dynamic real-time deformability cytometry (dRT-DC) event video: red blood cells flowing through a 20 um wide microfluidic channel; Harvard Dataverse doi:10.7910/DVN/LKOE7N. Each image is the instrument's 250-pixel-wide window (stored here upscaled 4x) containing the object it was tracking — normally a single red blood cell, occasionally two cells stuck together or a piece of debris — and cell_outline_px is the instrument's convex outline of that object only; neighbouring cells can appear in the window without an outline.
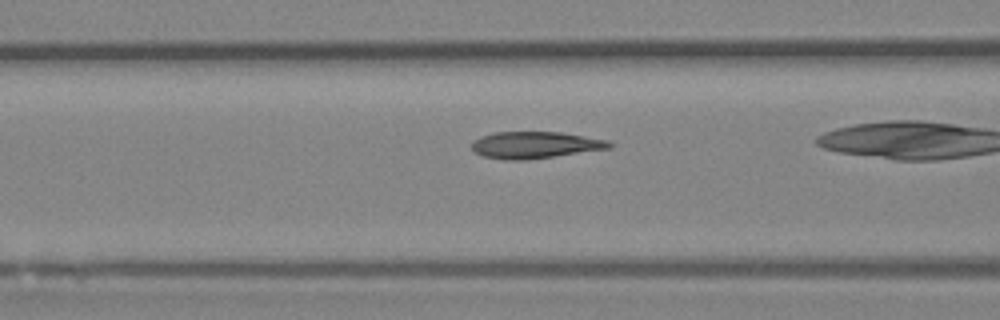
{"species": "Egyptian fruit bat (a non-hibernating species)", "species_latin": "Rousettus aegyptiacus", "temperature_condition": "room temperature", "stored_images_in_passage": 37, "camera_frame_rate_fps": 3000, "um_per_image_px": 0.085, "animal": {"sex": "female"}, "frame": {"image": 1, "passage_image": 18, "time_ms": 5.667, "image_size_px": [1000, 320], "cell_outline_px": [[616, 144], [612, 148], [524, 160], [504, 160], [484, 156], [476, 152], [472, 148], [472, 140], [480, 136], [496, 132], [560, 132], [608, 140]], "centroid_in_image_um": [45.5, 12.32], "position_along_channel_um": 121.1, "area_um2": 21.44}}
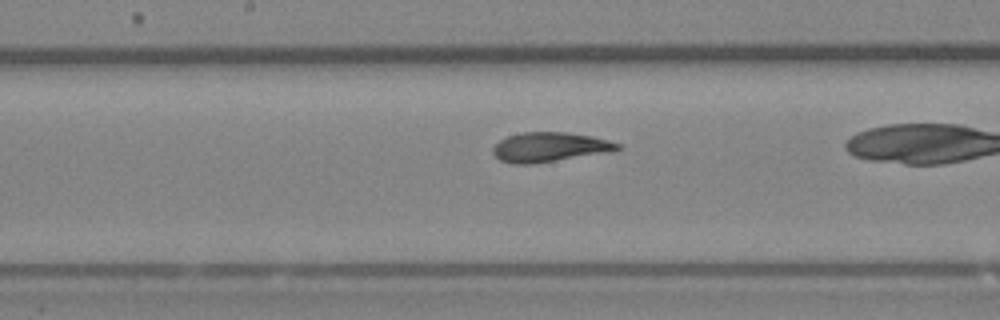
{"frame": {"image": 2, "passage_image": 24, "time_ms": 7.667, "image_size_px": [1000, 320], "cell_outline_px": [[624, 148], [612, 152], [532, 164], [512, 164], [500, 160], [492, 152], [492, 148], [500, 140], [508, 136], [524, 132], [568, 132], [592, 136], [608, 140], [620, 144]], "centroid_in_image_um": [46.76, 12.51], "position_along_channel_um": 201.4, "area_um2": 21.62}}
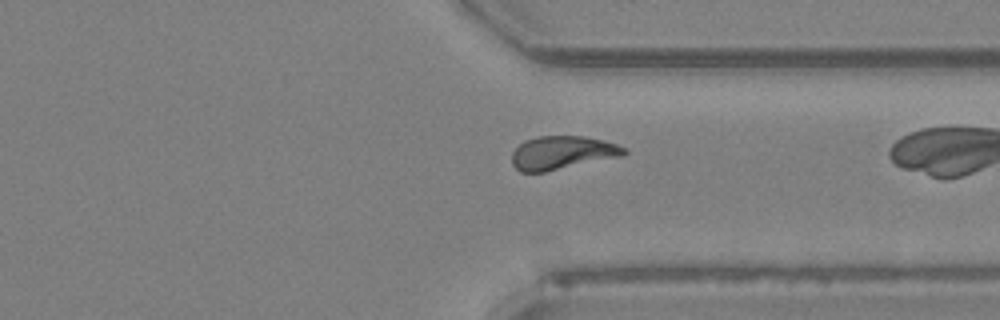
{"frame": {"image": 3, "passage_image": 36, "time_ms": 11.667, "image_size_px": [1000, 320], "cell_outline_px": [[628, 152], [624, 156], [544, 172], [520, 172], [512, 164], [512, 152], [524, 140], [536, 136], [584, 136], [604, 140], [628, 148]], "centroid_in_image_um": [47.82, 12.98], "position_along_channel_um": 363.6, "area_um2": 22.08}}